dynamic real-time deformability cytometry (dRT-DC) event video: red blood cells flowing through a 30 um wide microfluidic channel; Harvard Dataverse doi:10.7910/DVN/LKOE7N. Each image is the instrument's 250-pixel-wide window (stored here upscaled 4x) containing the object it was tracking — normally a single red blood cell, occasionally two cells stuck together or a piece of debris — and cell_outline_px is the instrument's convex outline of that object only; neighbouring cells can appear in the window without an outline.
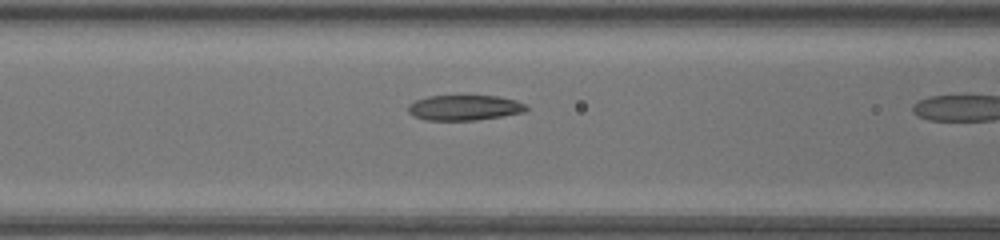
{"species": "common noctule bat (a hibernating species)", "species_latin": "Nyctalus noctula", "temperature_condition": "warm", "stored_images_in_passage": 11, "camera_frame_rate_fps": 3000, "um_per_image_px": 0.085, "animal": {"sex": "female", "body_mass_g": 17.0, "forearm_length_mm": 48.0}, "frame": {"image": 1, "passage_image": 10, "time_ms": 3.0, "image_size_px": [1000, 240], "cell_outline_px": [[528, 108], [524, 112], [500, 116], [472, 120], [428, 120], [416, 116], [408, 112], [408, 104], [416, 100], [428, 96], [496, 96], [516, 100], [524, 104]], "centroid_in_image_um": [39.46, 9.14], "position_along_channel_um": 127.1, "area_um2": 17.11}}